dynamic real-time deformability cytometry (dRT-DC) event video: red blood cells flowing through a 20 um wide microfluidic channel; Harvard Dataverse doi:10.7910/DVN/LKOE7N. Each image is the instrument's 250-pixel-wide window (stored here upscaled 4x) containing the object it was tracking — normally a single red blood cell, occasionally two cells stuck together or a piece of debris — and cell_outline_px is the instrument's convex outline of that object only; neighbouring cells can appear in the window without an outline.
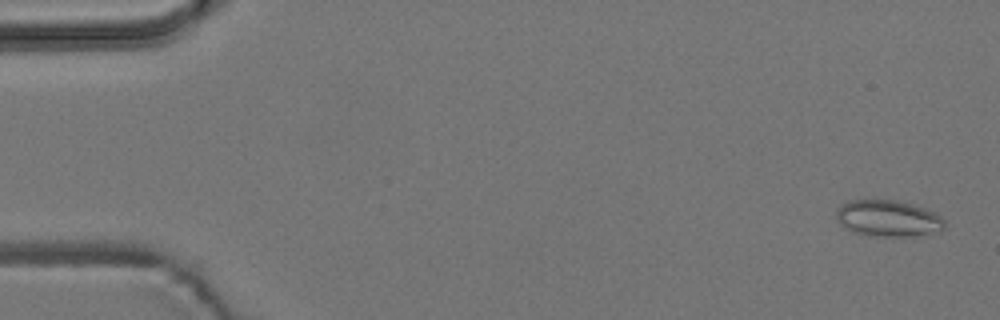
{"species": "common noctule bat (a hibernating species)", "species_latin": "Nyctalus noctula", "temperature_condition": "room temperature", "stored_images_in_passage": 5, "camera_frame_rate_fps": 3000, "um_per_image_px": 0.085, "animal": {"sex": "male", "body_mass_g": 19.2, "forearm_length_mm": 51.8}, "frame": {"image": 1, "passage_image": 1, "time_ms": 0.0, "image_size_px": [1000, 320], "cell_outline_px": [[944, 228], [912, 236], [872, 236], [852, 232], [844, 228], [836, 220], [836, 208], [840, 204], [848, 200], [896, 200], [912, 204], [936, 212], [944, 220]], "centroid_in_image_um": [75.4, 18.55], "position_along_channel_um": 9.6, "area_um2": 23.0}}